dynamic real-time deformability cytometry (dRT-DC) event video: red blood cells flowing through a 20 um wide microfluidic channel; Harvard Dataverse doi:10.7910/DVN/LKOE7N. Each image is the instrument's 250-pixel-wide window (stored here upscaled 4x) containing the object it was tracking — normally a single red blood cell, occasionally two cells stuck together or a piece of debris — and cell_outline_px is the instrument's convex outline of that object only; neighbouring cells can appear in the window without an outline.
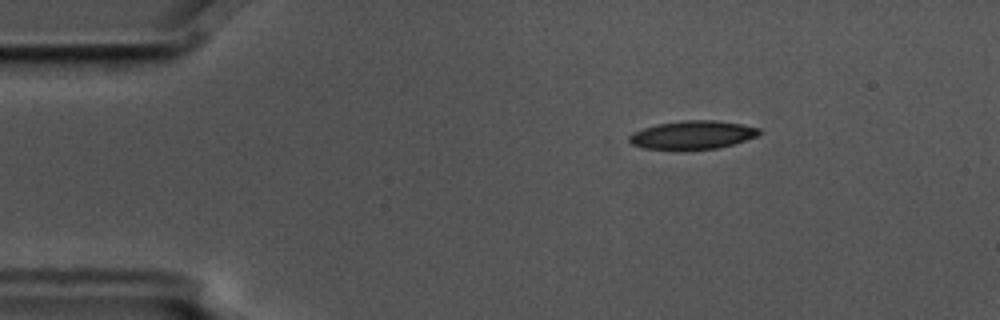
{"species": "common noctule bat (a hibernating species)", "species_latin": "Nyctalus noctula", "temperature_condition": "cold", "stored_images_in_passage": 4, "camera_frame_rate_fps": 3000, "um_per_image_px": 0.085, "animal": {"sex": "male", "body_mass_g": 17.5, "forearm_length_mm": 52.3}, "frame": {"image": 1, "passage_image": 3, "time_ms": 0.667, "image_size_px": [1000, 320], "cell_outline_px": [[760, 132], [756, 136], [732, 144], [716, 148], [644, 148], [632, 144], [628, 140], [628, 136], [632, 132], [656, 124], [680, 120], [716, 120], [740, 124], [760, 128]], "centroid_in_image_um": [58.83, 11.44], "position_along_channel_um": 26.2, "area_um2": 20.98}}